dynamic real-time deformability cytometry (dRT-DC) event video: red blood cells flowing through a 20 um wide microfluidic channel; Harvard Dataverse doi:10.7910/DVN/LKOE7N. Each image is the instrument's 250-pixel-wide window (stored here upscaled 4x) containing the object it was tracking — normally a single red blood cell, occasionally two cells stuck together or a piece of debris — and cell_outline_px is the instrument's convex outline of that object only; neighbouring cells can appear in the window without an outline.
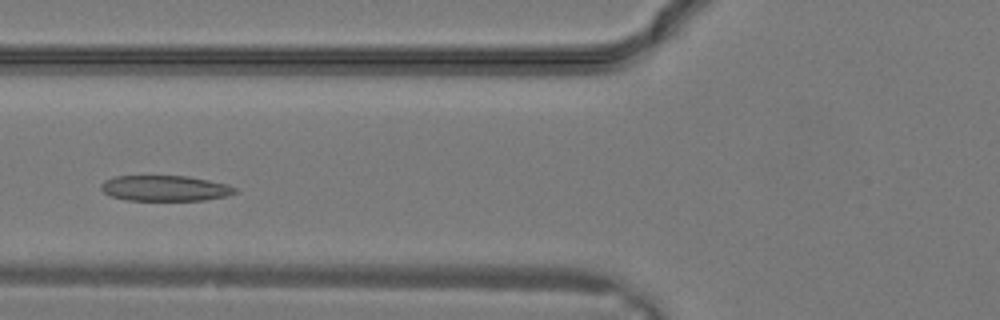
{"species": "common noctule bat (a hibernating species)", "species_latin": "Nyctalus noctula", "temperature_condition": "warm", "stored_images_in_passage": 13, "camera_frame_rate_fps": 3000, "um_per_image_px": 0.085, "animal": {"sex": "male", "body_mass_g": 19.2, "forearm_length_mm": 51.8}, "frame": {"image": 1, "passage_image": 8, "time_ms": 2.333, "image_size_px": [1000, 320], "cell_outline_px": [[236, 192], [228, 196], [204, 200], [128, 200], [112, 196], [104, 192], [100, 188], [100, 184], [104, 180], [116, 176], [188, 176], [228, 184], [236, 188]], "centroid_in_image_um": [14.03, 16.0], "position_along_channel_um": 111.8, "area_um2": 19.94}}
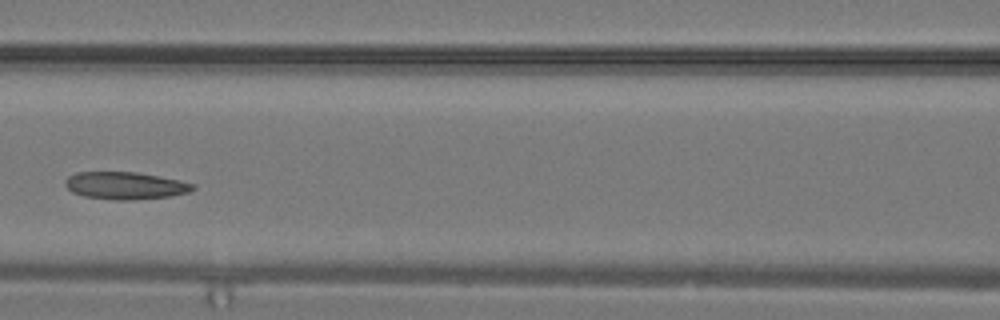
{"frame": {"image": 2, "passage_image": 10, "time_ms": 3.0, "image_size_px": [1000, 320], "cell_outline_px": [[196, 188], [188, 192], [168, 196], [132, 200], [116, 200], [84, 196], [72, 192], [64, 184], [64, 180], [68, 176], [76, 172], [136, 172], [180, 180], [196, 184]], "centroid_in_image_um": [10.63, 15.77], "position_along_channel_um": 156.0, "area_um2": 20.35}}
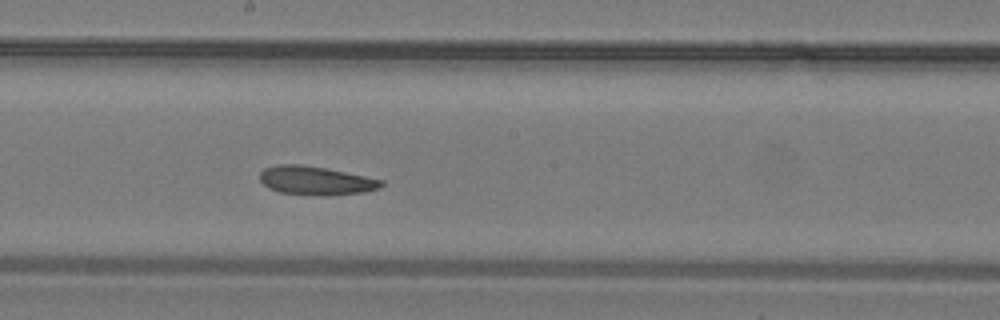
{"frame": {"image": 3, "passage_image": 13, "time_ms": 4.0, "image_size_px": [1000, 320], "cell_outline_px": [[384, 184], [380, 188], [364, 192], [332, 196], [320, 196], [280, 192], [268, 188], [260, 180], [260, 172], [264, 168], [276, 164], [300, 164], [328, 168], [384, 180]], "centroid_in_image_um": [26.86, 15.35], "position_along_channel_um": 221.3, "area_um2": 20.63}}